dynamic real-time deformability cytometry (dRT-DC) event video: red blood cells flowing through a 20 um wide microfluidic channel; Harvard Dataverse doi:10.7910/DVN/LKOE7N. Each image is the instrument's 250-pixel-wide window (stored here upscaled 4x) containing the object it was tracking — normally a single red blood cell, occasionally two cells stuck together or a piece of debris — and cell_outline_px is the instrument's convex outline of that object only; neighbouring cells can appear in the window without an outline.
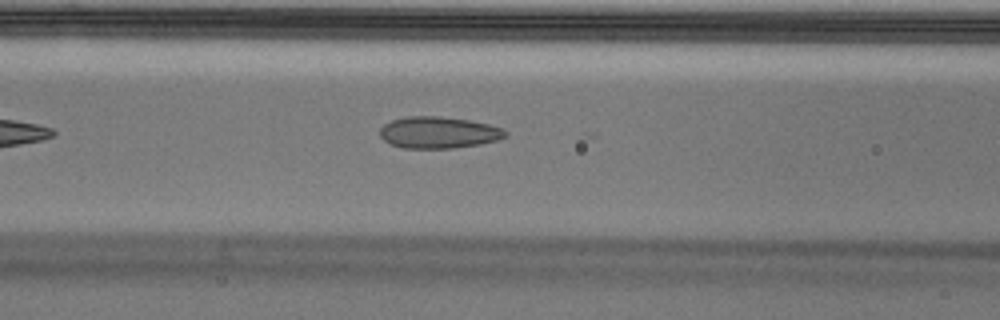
{"species": "Egyptian fruit bat (a non-hibernating species)", "species_latin": "Rousettus aegyptiacus", "temperature_condition": "cold", "stored_images_in_passage": 8, "camera_frame_rate_fps": 3000, "um_per_image_px": 0.085, "animal": {"sex": "male"}, "frame": {"image": 1, "passage_image": 6, "time_ms": 1.667, "image_size_px": [1000, 320], "cell_outline_px": [[508, 136], [496, 140], [480, 144], [452, 148], [404, 148], [392, 144], [384, 140], [380, 136], [380, 128], [384, 124], [392, 120], [404, 116], [440, 116], [468, 120], [488, 124], [504, 128], [508, 132]], "centroid_in_image_um": [37.29, 11.25], "position_along_channel_um": 129.3, "area_um2": 23.18}}